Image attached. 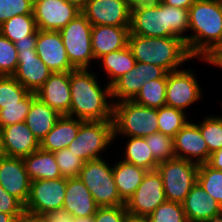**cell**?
I'll return each mask as SVG.
<instances>
[{
  "instance_id": "obj_1",
  "label": "cell",
  "mask_w": 222,
  "mask_h": 222,
  "mask_svg": "<svg viewBox=\"0 0 222 222\" xmlns=\"http://www.w3.org/2000/svg\"><path fill=\"white\" fill-rule=\"evenodd\" d=\"M88 70L70 71L71 104L66 116L83 121H113L115 100H107L112 99L111 86L107 84L102 90L95 73Z\"/></svg>"
},
{
  "instance_id": "obj_2",
  "label": "cell",
  "mask_w": 222,
  "mask_h": 222,
  "mask_svg": "<svg viewBox=\"0 0 222 222\" xmlns=\"http://www.w3.org/2000/svg\"><path fill=\"white\" fill-rule=\"evenodd\" d=\"M186 45L193 57L213 59L222 49V8L218 0H197L189 8Z\"/></svg>"
},
{
  "instance_id": "obj_3",
  "label": "cell",
  "mask_w": 222,
  "mask_h": 222,
  "mask_svg": "<svg viewBox=\"0 0 222 222\" xmlns=\"http://www.w3.org/2000/svg\"><path fill=\"white\" fill-rule=\"evenodd\" d=\"M130 34L147 37H180L189 31V9L171 7L160 0L131 9ZM184 34V35H183Z\"/></svg>"
},
{
  "instance_id": "obj_4",
  "label": "cell",
  "mask_w": 222,
  "mask_h": 222,
  "mask_svg": "<svg viewBox=\"0 0 222 222\" xmlns=\"http://www.w3.org/2000/svg\"><path fill=\"white\" fill-rule=\"evenodd\" d=\"M128 46L137 62L154 64L168 73L178 70L183 62L193 59L180 37H147L129 34Z\"/></svg>"
},
{
  "instance_id": "obj_5",
  "label": "cell",
  "mask_w": 222,
  "mask_h": 222,
  "mask_svg": "<svg viewBox=\"0 0 222 222\" xmlns=\"http://www.w3.org/2000/svg\"><path fill=\"white\" fill-rule=\"evenodd\" d=\"M114 139L124 137L144 138L158 132L156 108L140 105L133 100L114 102L113 110Z\"/></svg>"
},
{
  "instance_id": "obj_6",
  "label": "cell",
  "mask_w": 222,
  "mask_h": 222,
  "mask_svg": "<svg viewBox=\"0 0 222 222\" xmlns=\"http://www.w3.org/2000/svg\"><path fill=\"white\" fill-rule=\"evenodd\" d=\"M78 177L91 192L98 207L125 205L116 188L113 166L103 158L85 162Z\"/></svg>"
},
{
  "instance_id": "obj_7",
  "label": "cell",
  "mask_w": 222,
  "mask_h": 222,
  "mask_svg": "<svg viewBox=\"0 0 222 222\" xmlns=\"http://www.w3.org/2000/svg\"><path fill=\"white\" fill-rule=\"evenodd\" d=\"M199 164L173 158L160 162L156 168L164 186L167 201L182 203L197 182Z\"/></svg>"
},
{
  "instance_id": "obj_8",
  "label": "cell",
  "mask_w": 222,
  "mask_h": 222,
  "mask_svg": "<svg viewBox=\"0 0 222 222\" xmlns=\"http://www.w3.org/2000/svg\"><path fill=\"white\" fill-rule=\"evenodd\" d=\"M114 141L113 121H84L67 147L85 162L99 156Z\"/></svg>"
},
{
  "instance_id": "obj_9",
  "label": "cell",
  "mask_w": 222,
  "mask_h": 222,
  "mask_svg": "<svg viewBox=\"0 0 222 222\" xmlns=\"http://www.w3.org/2000/svg\"><path fill=\"white\" fill-rule=\"evenodd\" d=\"M93 25L80 12L65 27L59 30L70 63L76 68H88L95 60L91 45Z\"/></svg>"
},
{
  "instance_id": "obj_10",
  "label": "cell",
  "mask_w": 222,
  "mask_h": 222,
  "mask_svg": "<svg viewBox=\"0 0 222 222\" xmlns=\"http://www.w3.org/2000/svg\"><path fill=\"white\" fill-rule=\"evenodd\" d=\"M66 177L31 181L29 199L25 205L27 217L38 219L42 214L63 207Z\"/></svg>"
},
{
  "instance_id": "obj_11",
  "label": "cell",
  "mask_w": 222,
  "mask_h": 222,
  "mask_svg": "<svg viewBox=\"0 0 222 222\" xmlns=\"http://www.w3.org/2000/svg\"><path fill=\"white\" fill-rule=\"evenodd\" d=\"M162 178L157 170L147 171L142 183L126 201L127 212L149 216L159 205L166 202Z\"/></svg>"
},
{
  "instance_id": "obj_12",
  "label": "cell",
  "mask_w": 222,
  "mask_h": 222,
  "mask_svg": "<svg viewBox=\"0 0 222 222\" xmlns=\"http://www.w3.org/2000/svg\"><path fill=\"white\" fill-rule=\"evenodd\" d=\"M80 12L79 6L67 0H33V16L40 30L59 31Z\"/></svg>"
},
{
  "instance_id": "obj_13",
  "label": "cell",
  "mask_w": 222,
  "mask_h": 222,
  "mask_svg": "<svg viewBox=\"0 0 222 222\" xmlns=\"http://www.w3.org/2000/svg\"><path fill=\"white\" fill-rule=\"evenodd\" d=\"M193 70L186 69L169 72L166 86V105L185 111L202 97L201 88Z\"/></svg>"
},
{
  "instance_id": "obj_14",
  "label": "cell",
  "mask_w": 222,
  "mask_h": 222,
  "mask_svg": "<svg viewBox=\"0 0 222 222\" xmlns=\"http://www.w3.org/2000/svg\"><path fill=\"white\" fill-rule=\"evenodd\" d=\"M81 12L93 26L130 27L131 9L124 0H87Z\"/></svg>"
},
{
  "instance_id": "obj_15",
  "label": "cell",
  "mask_w": 222,
  "mask_h": 222,
  "mask_svg": "<svg viewBox=\"0 0 222 222\" xmlns=\"http://www.w3.org/2000/svg\"><path fill=\"white\" fill-rule=\"evenodd\" d=\"M0 186L24 206L29 195L31 180L22 158L0 154Z\"/></svg>"
},
{
  "instance_id": "obj_16",
  "label": "cell",
  "mask_w": 222,
  "mask_h": 222,
  "mask_svg": "<svg viewBox=\"0 0 222 222\" xmlns=\"http://www.w3.org/2000/svg\"><path fill=\"white\" fill-rule=\"evenodd\" d=\"M35 50L46 66L54 72H70L76 69L69 61L59 31L37 30Z\"/></svg>"
},
{
  "instance_id": "obj_17",
  "label": "cell",
  "mask_w": 222,
  "mask_h": 222,
  "mask_svg": "<svg viewBox=\"0 0 222 222\" xmlns=\"http://www.w3.org/2000/svg\"><path fill=\"white\" fill-rule=\"evenodd\" d=\"M40 148V142L25 122H19L0 129V154L24 158Z\"/></svg>"
},
{
  "instance_id": "obj_18",
  "label": "cell",
  "mask_w": 222,
  "mask_h": 222,
  "mask_svg": "<svg viewBox=\"0 0 222 222\" xmlns=\"http://www.w3.org/2000/svg\"><path fill=\"white\" fill-rule=\"evenodd\" d=\"M176 158L202 164L210 158L208 146L202 137L198 124L188 122L174 137Z\"/></svg>"
},
{
  "instance_id": "obj_19",
  "label": "cell",
  "mask_w": 222,
  "mask_h": 222,
  "mask_svg": "<svg viewBox=\"0 0 222 222\" xmlns=\"http://www.w3.org/2000/svg\"><path fill=\"white\" fill-rule=\"evenodd\" d=\"M18 67L12 75L29 92L36 93L53 73L36 50L18 51Z\"/></svg>"
},
{
  "instance_id": "obj_20",
  "label": "cell",
  "mask_w": 222,
  "mask_h": 222,
  "mask_svg": "<svg viewBox=\"0 0 222 222\" xmlns=\"http://www.w3.org/2000/svg\"><path fill=\"white\" fill-rule=\"evenodd\" d=\"M36 96L61 116L70 111V72H54L36 92Z\"/></svg>"
},
{
  "instance_id": "obj_21",
  "label": "cell",
  "mask_w": 222,
  "mask_h": 222,
  "mask_svg": "<svg viewBox=\"0 0 222 222\" xmlns=\"http://www.w3.org/2000/svg\"><path fill=\"white\" fill-rule=\"evenodd\" d=\"M129 27L96 25L91 31V45L95 60L105 54L128 46Z\"/></svg>"
},
{
  "instance_id": "obj_22",
  "label": "cell",
  "mask_w": 222,
  "mask_h": 222,
  "mask_svg": "<svg viewBox=\"0 0 222 222\" xmlns=\"http://www.w3.org/2000/svg\"><path fill=\"white\" fill-rule=\"evenodd\" d=\"M63 208L74 217L94 216L98 205L79 177L66 178Z\"/></svg>"
},
{
  "instance_id": "obj_23",
  "label": "cell",
  "mask_w": 222,
  "mask_h": 222,
  "mask_svg": "<svg viewBox=\"0 0 222 222\" xmlns=\"http://www.w3.org/2000/svg\"><path fill=\"white\" fill-rule=\"evenodd\" d=\"M188 222H206L222 211V206L196 182L182 202Z\"/></svg>"
},
{
  "instance_id": "obj_24",
  "label": "cell",
  "mask_w": 222,
  "mask_h": 222,
  "mask_svg": "<svg viewBox=\"0 0 222 222\" xmlns=\"http://www.w3.org/2000/svg\"><path fill=\"white\" fill-rule=\"evenodd\" d=\"M83 122L81 119L62 115L52 130L41 140L40 148L52 153L67 148L76 138Z\"/></svg>"
},
{
  "instance_id": "obj_25",
  "label": "cell",
  "mask_w": 222,
  "mask_h": 222,
  "mask_svg": "<svg viewBox=\"0 0 222 222\" xmlns=\"http://www.w3.org/2000/svg\"><path fill=\"white\" fill-rule=\"evenodd\" d=\"M61 115L36 97L29 108L25 123L39 142L52 130Z\"/></svg>"
},
{
  "instance_id": "obj_26",
  "label": "cell",
  "mask_w": 222,
  "mask_h": 222,
  "mask_svg": "<svg viewBox=\"0 0 222 222\" xmlns=\"http://www.w3.org/2000/svg\"><path fill=\"white\" fill-rule=\"evenodd\" d=\"M26 171L31 181L50 180L63 177L56 163L54 153L39 148L23 158Z\"/></svg>"
},
{
  "instance_id": "obj_27",
  "label": "cell",
  "mask_w": 222,
  "mask_h": 222,
  "mask_svg": "<svg viewBox=\"0 0 222 222\" xmlns=\"http://www.w3.org/2000/svg\"><path fill=\"white\" fill-rule=\"evenodd\" d=\"M147 170L132 163L121 160L113 166V176L120 198L126 201L134 194L142 183Z\"/></svg>"
},
{
  "instance_id": "obj_28",
  "label": "cell",
  "mask_w": 222,
  "mask_h": 222,
  "mask_svg": "<svg viewBox=\"0 0 222 222\" xmlns=\"http://www.w3.org/2000/svg\"><path fill=\"white\" fill-rule=\"evenodd\" d=\"M145 83L143 62H136L134 68L111 85L112 98H116V102L133 100Z\"/></svg>"
},
{
  "instance_id": "obj_29",
  "label": "cell",
  "mask_w": 222,
  "mask_h": 222,
  "mask_svg": "<svg viewBox=\"0 0 222 222\" xmlns=\"http://www.w3.org/2000/svg\"><path fill=\"white\" fill-rule=\"evenodd\" d=\"M101 59L103 68L111 80L108 84L111 86L119 77L128 73L135 67L136 60L129 46L117 51L105 54Z\"/></svg>"
},
{
  "instance_id": "obj_30",
  "label": "cell",
  "mask_w": 222,
  "mask_h": 222,
  "mask_svg": "<svg viewBox=\"0 0 222 222\" xmlns=\"http://www.w3.org/2000/svg\"><path fill=\"white\" fill-rule=\"evenodd\" d=\"M128 143L125 147L123 161L132 163L137 167L147 171L156 170L158 162L154 159L150 148L147 146L145 138L128 137Z\"/></svg>"
},
{
  "instance_id": "obj_31",
  "label": "cell",
  "mask_w": 222,
  "mask_h": 222,
  "mask_svg": "<svg viewBox=\"0 0 222 222\" xmlns=\"http://www.w3.org/2000/svg\"><path fill=\"white\" fill-rule=\"evenodd\" d=\"M37 30L33 14L16 15L0 25V33L13 43L26 39Z\"/></svg>"
},
{
  "instance_id": "obj_32",
  "label": "cell",
  "mask_w": 222,
  "mask_h": 222,
  "mask_svg": "<svg viewBox=\"0 0 222 222\" xmlns=\"http://www.w3.org/2000/svg\"><path fill=\"white\" fill-rule=\"evenodd\" d=\"M166 86L167 78L146 82L133 101L149 108L158 109L166 105Z\"/></svg>"
},
{
  "instance_id": "obj_33",
  "label": "cell",
  "mask_w": 222,
  "mask_h": 222,
  "mask_svg": "<svg viewBox=\"0 0 222 222\" xmlns=\"http://www.w3.org/2000/svg\"><path fill=\"white\" fill-rule=\"evenodd\" d=\"M158 132L172 138L189 122L184 111L164 105L157 109Z\"/></svg>"
},
{
  "instance_id": "obj_34",
  "label": "cell",
  "mask_w": 222,
  "mask_h": 222,
  "mask_svg": "<svg viewBox=\"0 0 222 222\" xmlns=\"http://www.w3.org/2000/svg\"><path fill=\"white\" fill-rule=\"evenodd\" d=\"M197 182L222 206V171L210 167L207 163L199 164Z\"/></svg>"
},
{
  "instance_id": "obj_35",
  "label": "cell",
  "mask_w": 222,
  "mask_h": 222,
  "mask_svg": "<svg viewBox=\"0 0 222 222\" xmlns=\"http://www.w3.org/2000/svg\"><path fill=\"white\" fill-rule=\"evenodd\" d=\"M36 97V93L30 92L18 104L3 105V108L0 109V129L19 122H25L31 103Z\"/></svg>"
},
{
  "instance_id": "obj_36",
  "label": "cell",
  "mask_w": 222,
  "mask_h": 222,
  "mask_svg": "<svg viewBox=\"0 0 222 222\" xmlns=\"http://www.w3.org/2000/svg\"><path fill=\"white\" fill-rule=\"evenodd\" d=\"M144 138L154 159L158 163L176 158L173 138L171 136L156 132Z\"/></svg>"
},
{
  "instance_id": "obj_37",
  "label": "cell",
  "mask_w": 222,
  "mask_h": 222,
  "mask_svg": "<svg viewBox=\"0 0 222 222\" xmlns=\"http://www.w3.org/2000/svg\"><path fill=\"white\" fill-rule=\"evenodd\" d=\"M29 93L13 76H0V109L3 105L18 104Z\"/></svg>"
},
{
  "instance_id": "obj_38",
  "label": "cell",
  "mask_w": 222,
  "mask_h": 222,
  "mask_svg": "<svg viewBox=\"0 0 222 222\" xmlns=\"http://www.w3.org/2000/svg\"><path fill=\"white\" fill-rule=\"evenodd\" d=\"M198 126L210 154L222 148V116H209Z\"/></svg>"
},
{
  "instance_id": "obj_39",
  "label": "cell",
  "mask_w": 222,
  "mask_h": 222,
  "mask_svg": "<svg viewBox=\"0 0 222 222\" xmlns=\"http://www.w3.org/2000/svg\"><path fill=\"white\" fill-rule=\"evenodd\" d=\"M150 222H188L182 203L166 201L149 216Z\"/></svg>"
},
{
  "instance_id": "obj_40",
  "label": "cell",
  "mask_w": 222,
  "mask_h": 222,
  "mask_svg": "<svg viewBox=\"0 0 222 222\" xmlns=\"http://www.w3.org/2000/svg\"><path fill=\"white\" fill-rule=\"evenodd\" d=\"M54 156L63 177L72 178L79 176L80 170L85 164L83 159L67 148L55 151Z\"/></svg>"
},
{
  "instance_id": "obj_41",
  "label": "cell",
  "mask_w": 222,
  "mask_h": 222,
  "mask_svg": "<svg viewBox=\"0 0 222 222\" xmlns=\"http://www.w3.org/2000/svg\"><path fill=\"white\" fill-rule=\"evenodd\" d=\"M15 44L0 33V76H12L18 67Z\"/></svg>"
},
{
  "instance_id": "obj_42",
  "label": "cell",
  "mask_w": 222,
  "mask_h": 222,
  "mask_svg": "<svg viewBox=\"0 0 222 222\" xmlns=\"http://www.w3.org/2000/svg\"><path fill=\"white\" fill-rule=\"evenodd\" d=\"M24 14H33V0H0V25L16 15Z\"/></svg>"
},
{
  "instance_id": "obj_43",
  "label": "cell",
  "mask_w": 222,
  "mask_h": 222,
  "mask_svg": "<svg viewBox=\"0 0 222 222\" xmlns=\"http://www.w3.org/2000/svg\"><path fill=\"white\" fill-rule=\"evenodd\" d=\"M0 212L12 214L17 220L26 217L25 206L0 186Z\"/></svg>"
},
{
  "instance_id": "obj_44",
  "label": "cell",
  "mask_w": 222,
  "mask_h": 222,
  "mask_svg": "<svg viewBox=\"0 0 222 222\" xmlns=\"http://www.w3.org/2000/svg\"><path fill=\"white\" fill-rule=\"evenodd\" d=\"M126 214L125 205L98 207L94 214V222H125Z\"/></svg>"
},
{
  "instance_id": "obj_45",
  "label": "cell",
  "mask_w": 222,
  "mask_h": 222,
  "mask_svg": "<svg viewBox=\"0 0 222 222\" xmlns=\"http://www.w3.org/2000/svg\"><path fill=\"white\" fill-rule=\"evenodd\" d=\"M38 220L40 222H73L74 216L62 207L42 214Z\"/></svg>"
},
{
  "instance_id": "obj_46",
  "label": "cell",
  "mask_w": 222,
  "mask_h": 222,
  "mask_svg": "<svg viewBox=\"0 0 222 222\" xmlns=\"http://www.w3.org/2000/svg\"><path fill=\"white\" fill-rule=\"evenodd\" d=\"M143 74L146 82H149L154 79L167 78L168 72L160 66L143 63Z\"/></svg>"
},
{
  "instance_id": "obj_47",
  "label": "cell",
  "mask_w": 222,
  "mask_h": 222,
  "mask_svg": "<svg viewBox=\"0 0 222 222\" xmlns=\"http://www.w3.org/2000/svg\"><path fill=\"white\" fill-rule=\"evenodd\" d=\"M37 40V31L33 35L26 36V39L16 41L17 51L35 50Z\"/></svg>"
},
{
  "instance_id": "obj_48",
  "label": "cell",
  "mask_w": 222,
  "mask_h": 222,
  "mask_svg": "<svg viewBox=\"0 0 222 222\" xmlns=\"http://www.w3.org/2000/svg\"><path fill=\"white\" fill-rule=\"evenodd\" d=\"M207 164L213 169L222 171V148L210 155Z\"/></svg>"
},
{
  "instance_id": "obj_49",
  "label": "cell",
  "mask_w": 222,
  "mask_h": 222,
  "mask_svg": "<svg viewBox=\"0 0 222 222\" xmlns=\"http://www.w3.org/2000/svg\"><path fill=\"white\" fill-rule=\"evenodd\" d=\"M165 5L189 9L197 0H160Z\"/></svg>"
},
{
  "instance_id": "obj_50",
  "label": "cell",
  "mask_w": 222,
  "mask_h": 222,
  "mask_svg": "<svg viewBox=\"0 0 222 222\" xmlns=\"http://www.w3.org/2000/svg\"><path fill=\"white\" fill-rule=\"evenodd\" d=\"M130 9L137 8L140 6L151 5L156 3L158 0H124Z\"/></svg>"
},
{
  "instance_id": "obj_51",
  "label": "cell",
  "mask_w": 222,
  "mask_h": 222,
  "mask_svg": "<svg viewBox=\"0 0 222 222\" xmlns=\"http://www.w3.org/2000/svg\"><path fill=\"white\" fill-rule=\"evenodd\" d=\"M125 222H150V220L148 216L134 215L127 212Z\"/></svg>"
},
{
  "instance_id": "obj_52",
  "label": "cell",
  "mask_w": 222,
  "mask_h": 222,
  "mask_svg": "<svg viewBox=\"0 0 222 222\" xmlns=\"http://www.w3.org/2000/svg\"><path fill=\"white\" fill-rule=\"evenodd\" d=\"M205 62L222 68V55H216L213 59H201Z\"/></svg>"
},
{
  "instance_id": "obj_53",
  "label": "cell",
  "mask_w": 222,
  "mask_h": 222,
  "mask_svg": "<svg viewBox=\"0 0 222 222\" xmlns=\"http://www.w3.org/2000/svg\"><path fill=\"white\" fill-rule=\"evenodd\" d=\"M18 220L12 215L0 212V222H17Z\"/></svg>"
},
{
  "instance_id": "obj_54",
  "label": "cell",
  "mask_w": 222,
  "mask_h": 222,
  "mask_svg": "<svg viewBox=\"0 0 222 222\" xmlns=\"http://www.w3.org/2000/svg\"><path fill=\"white\" fill-rule=\"evenodd\" d=\"M73 222H94V216L74 217Z\"/></svg>"
},
{
  "instance_id": "obj_55",
  "label": "cell",
  "mask_w": 222,
  "mask_h": 222,
  "mask_svg": "<svg viewBox=\"0 0 222 222\" xmlns=\"http://www.w3.org/2000/svg\"><path fill=\"white\" fill-rule=\"evenodd\" d=\"M206 222H222V211L218 214L212 215Z\"/></svg>"
},
{
  "instance_id": "obj_56",
  "label": "cell",
  "mask_w": 222,
  "mask_h": 222,
  "mask_svg": "<svg viewBox=\"0 0 222 222\" xmlns=\"http://www.w3.org/2000/svg\"><path fill=\"white\" fill-rule=\"evenodd\" d=\"M67 1L75 3L77 6L82 8L87 0H67Z\"/></svg>"
},
{
  "instance_id": "obj_57",
  "label": "cell",
  "mask_w": 222,
  "mask_h": 222,
  "mask_svg": "<svg viewBox=\"0 0 222 222\" xmlns=\"http://www.w3.org/2000/svg\"><path fill=\"white\" fill-rule=\"evenodd\" d=\"M17 222H40L38 219L30 218V217H24L21 220H18Z\"/></svg>"
},
{
  "instance_id": "obj_58",
  "label": "cell",
  "mask_w": 222,
  "mask_h": 222,
  "mask_svg": "<svg viewBox=\"0 0 222 222\" xmlns=\"http://www.w3.org/2000/svg\"><path fill=\"white\" fill-rule=\"evenodd\" d=\"M218 1H219V4H220L221 8H222V0H218Z\"/></svg>"
},
{
  "instance_id": "obj_59",
  "label": "cell",
  "mask_w": 222,
  "mask_h": 222,
  "mask_svg": "<svg viewBox=\"0 0 222 222\" xmlns=\"http://www.w3.org/2000/svg\"><path fill=\"white\" fill-rule=\"evenodd\" d=\"M217 55H222V49H221V51Z\"/></svg>"
}]
</instances>
